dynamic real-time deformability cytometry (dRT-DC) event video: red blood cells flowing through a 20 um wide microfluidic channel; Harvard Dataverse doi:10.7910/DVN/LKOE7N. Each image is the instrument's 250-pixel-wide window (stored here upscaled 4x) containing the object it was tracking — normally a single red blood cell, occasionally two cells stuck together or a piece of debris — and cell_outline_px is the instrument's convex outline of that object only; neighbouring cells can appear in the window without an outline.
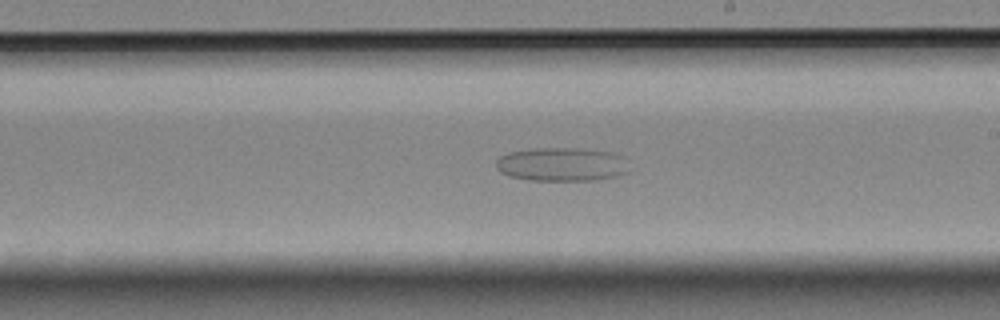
{"species": "Egyptian fruit bat (a non-hibernating species)", "species_latin": "Rousettus aegyptiacus", "temperature_condition": "room temperature", "stored_images_in_passage": 52, "camera_frame_rate_fps": 3000, "um_per_image_px": 0.085, "animal": {"sex": "female"}, "frame": {"image": 1, "passage_image": 25, "time_ms": 8.0, "image_size_px": [1000, 320], "cell_outline_px": [[628, 172], [616, 176], [596, 180], [528, 180], [508, 176], [500, 172], [496, 168], [496, 160], [500, 156], [508, 152], [532, 148], [576, 148], [608, 152], [624, 156]], "centroid_in_image_um": [47.7, 13.97], "position_along_channel_um": 241.3, "area_um2": 26.18}}
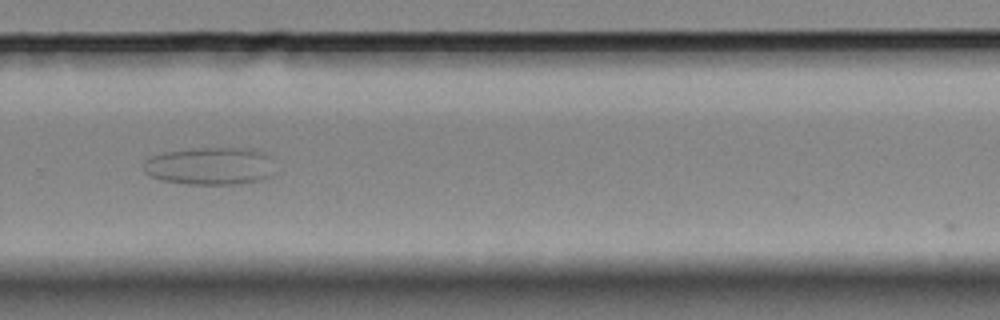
{"frame": {"image": 2, "passage_image": 32, "time_ms": 10.333, "image_size_px": [1000, 320], "cell_outline_px": [[268, 176], [260, 180], [240, 184], [184, 184], [164, 180], [148, 176], [144, 172], [144, 160], [152, 156], [164, 152], [200, 148], [240, 148], [256, 152], [264, 156]], "centroid_in_image_um": [17.64, 14.14], "position_along_channel_um": 312.2, "area_um2": 27.63}}
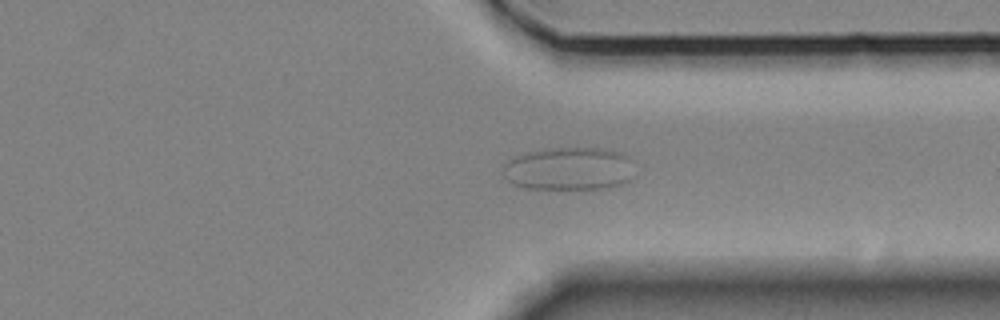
{"frame": {"image": 3, "passage_image": 37, "time_ms": 12.0, "image_size_px": [1000, 320], "cell_outline_px": [[636, 176], [632, 180], [624, 184], [608, 188], [524, 188], [512, 184], [504, 180], [500, 168], [508, 160], [524, 152], [552, 148], [600, 148], [616, 152], [628, 156]], "centroid_in_image_um": [48.34, 14.35], "position_along_channel_um": 363.1, "area_um2": 33.47}}